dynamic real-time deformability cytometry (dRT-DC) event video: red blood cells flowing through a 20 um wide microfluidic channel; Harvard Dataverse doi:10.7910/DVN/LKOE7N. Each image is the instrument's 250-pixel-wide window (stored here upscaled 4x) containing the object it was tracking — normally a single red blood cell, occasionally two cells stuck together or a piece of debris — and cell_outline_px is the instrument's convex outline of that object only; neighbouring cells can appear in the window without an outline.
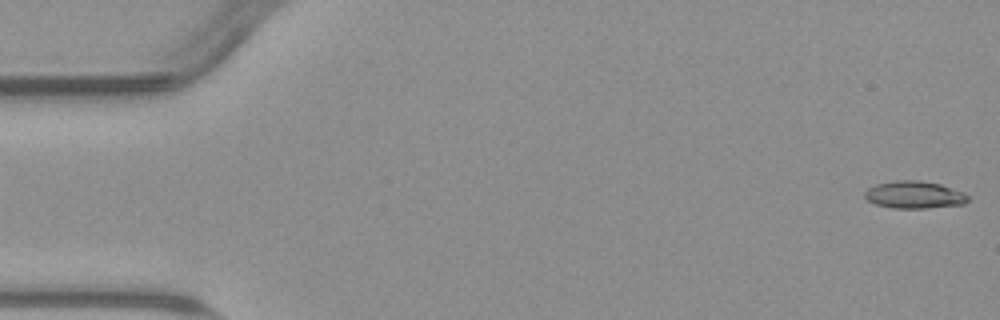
{"species": "common noctule bat (a hibernating species)", "species_latin": "Nyctalus noctula", "temperature_condition": "warm", "stored_images_in_passage": 54, "camera_frame_rate_fps": 3000, "um_per_image_px": 0.085, "animal": {"sex": "male", "body_mass_g": 23.1, "forearm_length_mm": 52.7}, "frame": {"image": 1, "passage_image": 1, "time_ms": 0.0, "image_size_px": [1000, 320], "cell_outline_px": [[968, 200], [964, 204], [928, 208], [892, 208], [876, 204], [868, 200], [864, 196], [864, 192], [868, 188], [876, 184], [896, 180], [920, 180], [940, 184], [964, 192], [968, 196]], "centroid_in_image_um": [77.72, 16.55], "position_along_channel_um": 7.3, "area_um2": 16.47}}
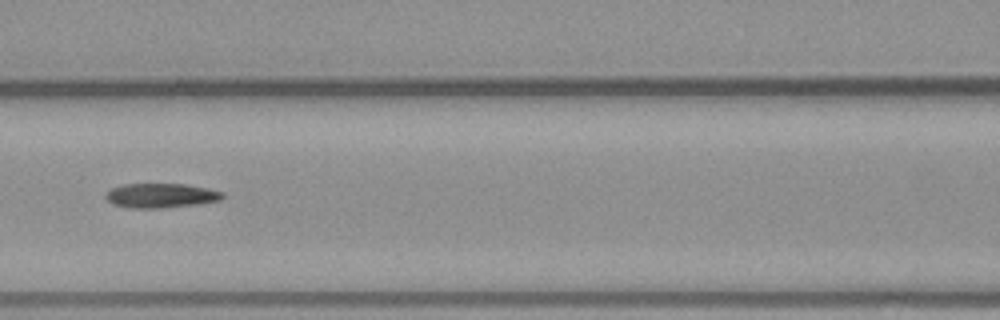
{"frame": {"image": 2, "passage_image": 24, "time_ms": 7.667, "image_size_px": [1000, 320], "cell_outline_px": [[224, 196], [220, 200], [200, 204], [164, 208], [128, 208], [112, 204], [104, 196], [104, 192], [112, 188], [124, 184], [184, 184], [208, 188], [224, 192]], "centroid_in_image_um": [13.67, 16.63], "position_along_channel_um": 152.9, "area_um2": 16.88}}
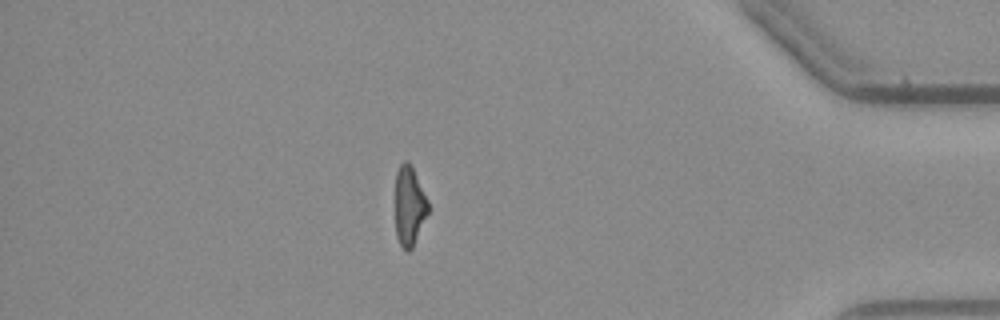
{"frame": {"image": 3, "passage_image": 47, "time_ms": 15.333, "image_size_px": [1000, 320], "cell_outline_px": [[428, 212], [412, 248], [408, 252], [400, 244], [396, 236], [396, 172], [400, 164], [404, 160], [408, 160], [428, 200]], "centroid_in_image_um": [34.78, 17.5], "position_along_channel_um": 400.4, "area_um2": 14.91}, "authors_computed_cell_mechanics": {"area_um2": 16.6464, "velocity_mm_per_s": 3.7976, "shape_relaxation_time_tau1_ms": 6.3855, "shape_relaxation_time_tau2_ms": 3.7983, "deformation_change_tau1": 0.2228, "deformation_change_tau2": 0.1463}}